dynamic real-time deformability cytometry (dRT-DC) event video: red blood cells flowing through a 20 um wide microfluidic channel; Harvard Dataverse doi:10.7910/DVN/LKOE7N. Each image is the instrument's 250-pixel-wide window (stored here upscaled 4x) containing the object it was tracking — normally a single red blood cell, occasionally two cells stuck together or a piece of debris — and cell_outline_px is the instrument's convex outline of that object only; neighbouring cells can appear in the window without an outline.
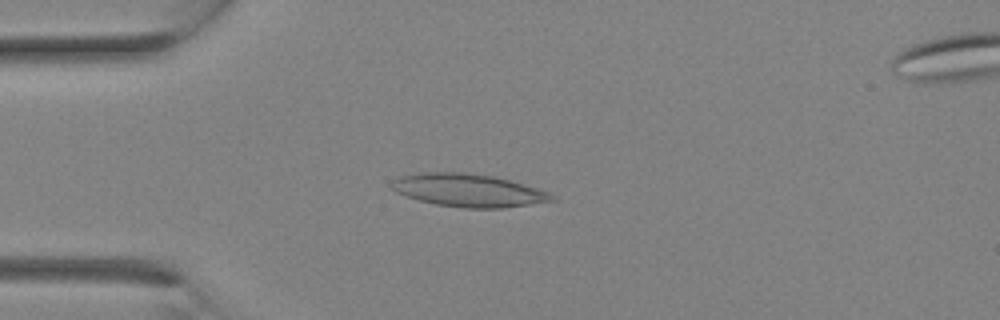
{"species": "Egyptian fruit bat (a non-hibernating species)", "species_latin": "Rousettus aegyptiacus", "temperature_condition": "room temperature", "stored_images_in_passage": 10, "camera_frame_rate_fps": 3000, "um_per_image_px": 0.085, "animal": {"sex": "female"}, "frame": {"image": 1, "passage_image": 7, "time_ms": 2.0, "image_size_px": [1000, 320], "cell_outline_px": [[560, 200], [504, 208], [464, 208], [436, 204], [420, 200], [396, 192], [388, 184], [392, 180], [400, 176], [420, 172], [464, 172], [492, 176], [508, 180], [536, 188], [548, 192]], "centroid_in_image_um": [39.81, 16.18], "position_along_channel_um": 45.2, "area_um2": 30.69}}
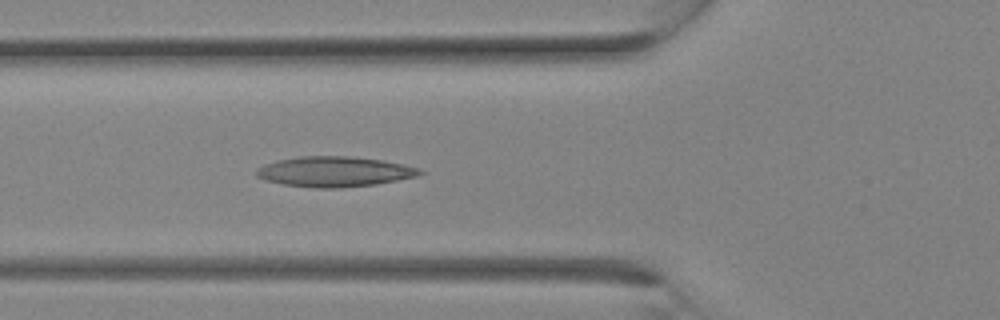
{"frame": {"image": 2, "passage_image": 10, "time_ms": 3.0, "image_size_px": [1000, 320], "cell_outline_px": [[424, 172], [416, 176], [376, 184], [340, 188], [316, 188], [284, 184], [264, 180], [256, 176], [256, 168], [264, 164], [276, 160], [300, 156], [352, 156], [380, 160], [420, 168]], "centroid_in_image_um": [28.37, 14.59], "position_along_channel_um": 97.4, "area_um2": 28.73}}